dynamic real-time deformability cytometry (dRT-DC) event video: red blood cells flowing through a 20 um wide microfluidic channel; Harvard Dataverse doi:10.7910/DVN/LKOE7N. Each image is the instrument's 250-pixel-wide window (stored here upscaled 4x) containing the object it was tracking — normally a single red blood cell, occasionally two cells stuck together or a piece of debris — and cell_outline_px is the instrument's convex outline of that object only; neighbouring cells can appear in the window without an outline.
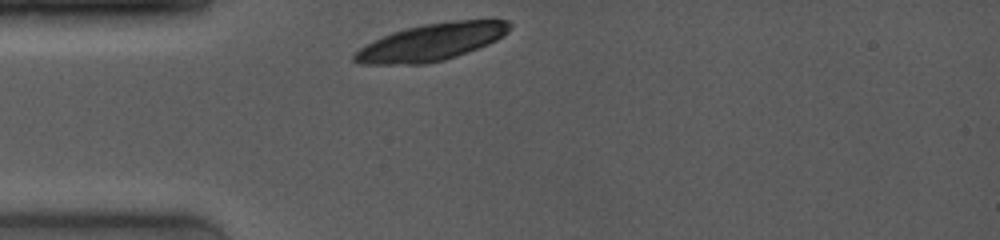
{"species": "common noctule bat (a hibernating species)", "species_latin": "Nyctalus noctula", "temperature_condition": "room temperature", "stored_images_in_passage": 1, "camera_frame_rate_fps": 4000, "um_per_image_px": 0.085, "animal": {"sex": "female", "body_mass_g": 19.0, "forearm_length_mm": 53.3}, "frame": {"image": 1, "passage_image": 1, "time_ms": 0.0, "image_size_px": [1000, 240], "cell_outline_px": [[512, 28], [504, 36], [488, 44], [456, 56], [444, 60], [424, 64], [360, 64], [352, 60], [352, 56], [360, 48], [392, 32], [424, 24], [452, 20], [508, 20], [512, 24]], "centroid_in_image_um": [36.71, 3.58], "position_along_channel_um": 48.3, "area_um2": 33.29}}